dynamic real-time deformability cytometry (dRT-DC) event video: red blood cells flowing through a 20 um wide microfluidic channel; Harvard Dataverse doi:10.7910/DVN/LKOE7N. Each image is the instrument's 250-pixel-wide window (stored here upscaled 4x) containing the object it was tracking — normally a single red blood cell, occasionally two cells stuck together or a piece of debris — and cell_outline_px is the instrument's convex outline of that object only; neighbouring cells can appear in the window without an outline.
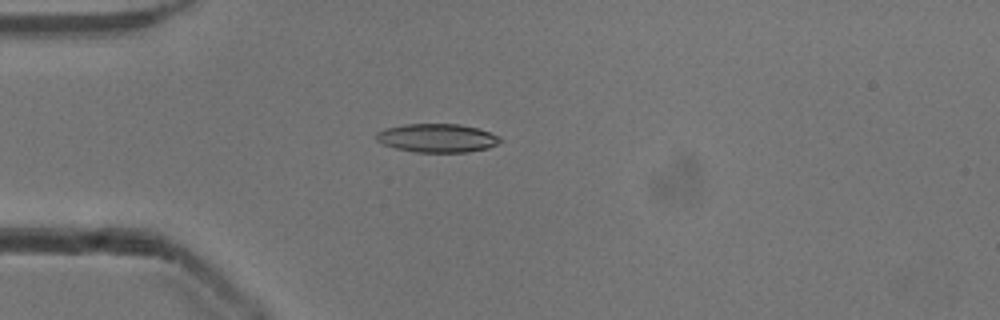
{"species": "common noctule bat (a hibernating species)", "species_latin": "Nyctalus noctula", "temperature_condition": "cold", "stored_images_in_passage": 51, "camera_frame_rate_fps": 3000, "um_per_image_px": 0.085, "animal": {"sex": "male", "body_mass_g": 13.3}, "frame": {"image": 1, "passage_image": 13, "time_ms": 4.0, "image_size_px": [1000, 320], "cell_outline_px": [[504, 140], [488, 148], [468, 152], [416, 152], [396, 148], [384, 144], [376, 140], [376, 132], [384, 128], [404, 124], [460, 124], [476, 128], [500, 136]], "centroid_in_image_um": [37.16, 11.73], "position_along_channel_um": 47.8, "area_um2": 20.63}}
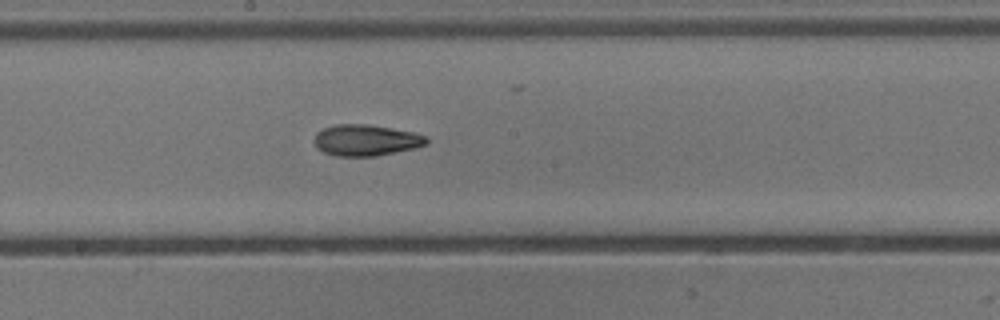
{"frame": {"image": 2, "passage_image": 27, "time_ms": 8.667, "image_size_px": [1000, 320], "cell_outline_px": [[428, 144], [416, 148], [376, 156], [336, 156], [324, 152], [316, 148], [312, 140], [316, 132], [324, 128], [336, 124], [368, 124], [412, 132], [428, 136]], "centroid_in_image_um": [31.09, 11.92], "position_along_channel_um": 217.1, "area_um2": 20.63}}
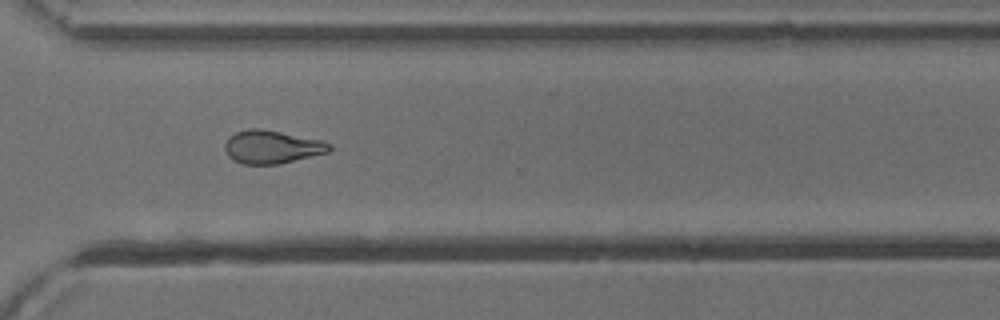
{"frame": {"image": 3, "passage_image": 37, "time_ms": 12.0, "image_size_px": [1000, 320], "cell_outline_px": [[332, 148], [328, 152], [280, 164], [244, 164], [232, 160], [228, 156], [224, 148], [224, 144], [228, 136], [236, 132], [248, 128], [260, 128], [324, 140], [332, 144]], "centroid_in_image_um": [23.11, 12.48], "position_along_channel_um": 347.5, "area_um2": 20.46}, "authors_computed_cell_mechanics": {"area_um2": 20.2878, "velocity_mm_per_s": 3.9293, "shape_relaxation_time_tau1_ms": 7.8117, "shape_relaxation_time_tau2_ms": 5.0503, "deformation_change_tau1": 0.1859, "deformation_change_tau2": 0.1293}}